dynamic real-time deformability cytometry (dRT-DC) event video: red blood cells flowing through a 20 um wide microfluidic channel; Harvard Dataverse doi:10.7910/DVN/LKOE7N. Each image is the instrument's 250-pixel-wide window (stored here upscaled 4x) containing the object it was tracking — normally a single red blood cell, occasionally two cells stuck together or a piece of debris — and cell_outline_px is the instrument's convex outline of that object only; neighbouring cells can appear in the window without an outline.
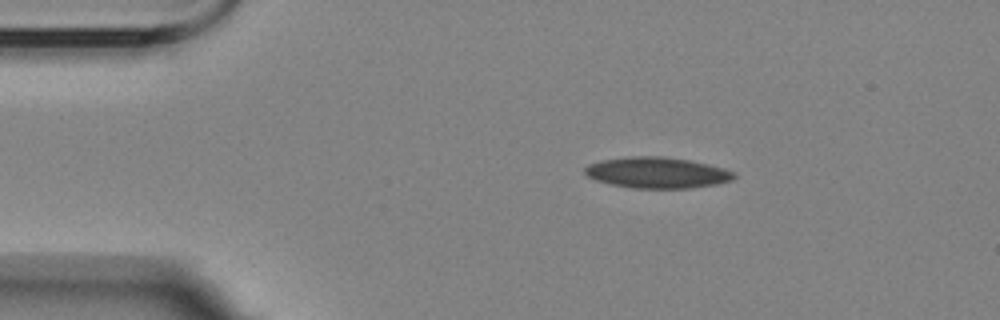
{"species": "Egyptian fruit bat (a non-hibernating species)", "species_latin": "Rousettus aegyptiacus", "temperature_condition": "room temperature", "stored_images_in_passage": 9, "camera_frame_rate_fps": 3000, "um_per_image_px": 0.085, "animal": {"sex": "female"}, "frame": {"image": 1, "passage_image": 1, "time_ms": 0.0, "image_size_px": [1000, 320], "cell_outline_px": [[736, 176], [732, 180], [716, 184], [688, 188], [632, 188], [612, 184], [596, 180], [588, 176], [584, 172], [584, 168], [588, 164], [604, 160], [632, 156], [656, 156], [688, 160], [708, 164], [724, 168], [732, 172]], "centroid_in_image_um": [55.84, 14.68], "position_along_channel_um": 29.2, "area_um2": 26.59}}
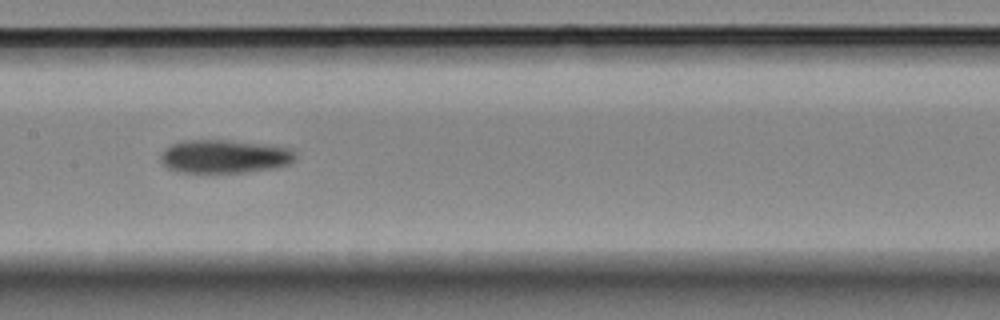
{"frame": {"image": 2, "passage_image": 6, "time_ms": 6.0, "image_size_px": [1000, 320], "cell_outline_px": [[296, 160], [292, 164], [276, 168], [248, 172], [180, 172], [168, 168], [160, 160], [160, 156], [164, 148], [180, 140], [228, 140], [292, 148], [296, 152]], "centroid_in_image_um": [19.11, 13.3], "position_along_channel_um": 188.3, "area_um2": 26.47}}
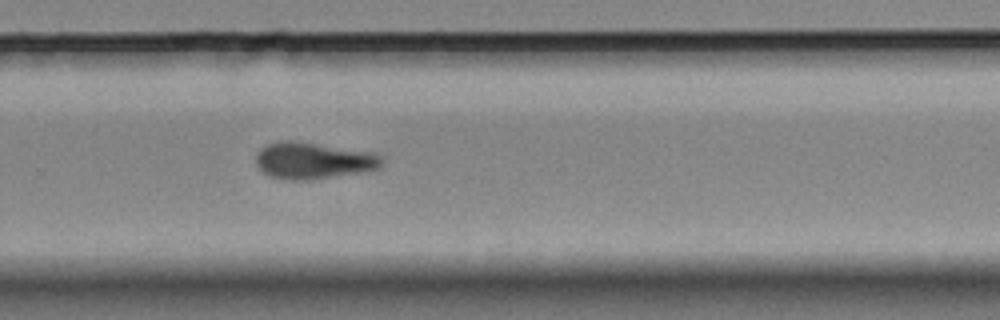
{"frame": {"image": 3, "passage_image": 9, "time_ms": 9.333, "image_size_px": [1000, 320], "cell_outline_px": [[384, 164], [380, 168], [368, 172], [308, 180], [284, 180], [268, 176], [256, 164], [256, 152], [260, 148], [268, 144], [280, 140], [288, 140], [376, 152], [384, 156]], "centroid_in_image_um": [26.69, 13.66], "position_along_channel_um": 303.1, "area_um2": 27.46}}